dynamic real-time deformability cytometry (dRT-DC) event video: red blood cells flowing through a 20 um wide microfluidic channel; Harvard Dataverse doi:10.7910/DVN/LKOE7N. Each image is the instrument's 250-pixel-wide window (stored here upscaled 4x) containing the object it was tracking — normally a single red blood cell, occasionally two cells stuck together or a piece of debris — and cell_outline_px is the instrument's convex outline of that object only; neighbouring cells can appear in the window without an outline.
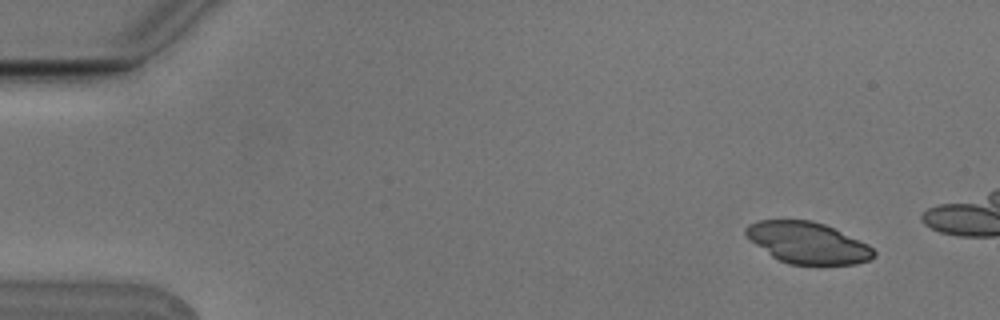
{"species": "Egyptian fruit bat (a non-hibernating species)", "species_latin": "Rousettus aegyptiacus", "temperature_condition": "cold", "stored_images_in_passage": 5, "camera_frame_rate_fps": 3000, "um_per_image_px": 0.085, "animal": {"sex": "male"}, "frame": {"image": 1, "passage_image": 1, "time_ms": 0.0, "image_size_px": [1000, 320], "cell_outline_px": [[876, 256], [868, 260], [856, 264], [788, 264], [772, 256], [756, 244], [744, 232], [744, 228], [748, 224], [760, 220], [812, 220], [824, 224], [868, 244], [876, 252]], "centroid_in_image_um": [68.66, 20.63], "position_along_channel_um": 16.3, "area_um2": 30.52}}